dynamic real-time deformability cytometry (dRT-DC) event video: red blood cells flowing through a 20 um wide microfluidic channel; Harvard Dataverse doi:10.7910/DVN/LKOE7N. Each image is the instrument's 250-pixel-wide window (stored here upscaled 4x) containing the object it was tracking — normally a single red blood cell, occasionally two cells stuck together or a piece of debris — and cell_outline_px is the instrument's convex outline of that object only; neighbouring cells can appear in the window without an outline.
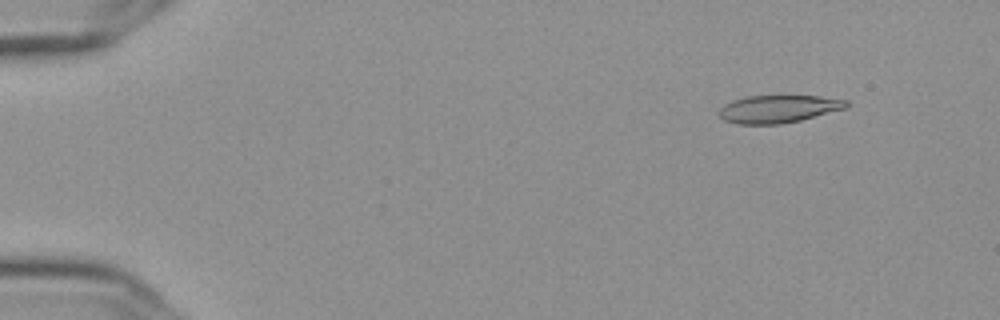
{"species": "Egyptian fruit bat (a non-hibernating species)", "species_latin": "Rousettus aegyptiacus", "temperature_condition": "cold", "stored_images_in_passage": 56, "camera_frame_rate_fps": 3000, "um_per_image_px": 0.085, "frame": {"image": 1, "passage_image": 6, "time_ms": 1.667, "image_size_px": [1000, 320], "cell_outline_px": [[848, 108], [800, 120], [780, 124], [736, 124], [724, 120], [720, 116], [720, 108], [724, 104], [732, 100], [748, 96], [820, 96], [848, 100]], "centroid_in_image_um": [66.18, 9.26], "position_along_channel_um": 18.8, "area_um2": 20.52}}
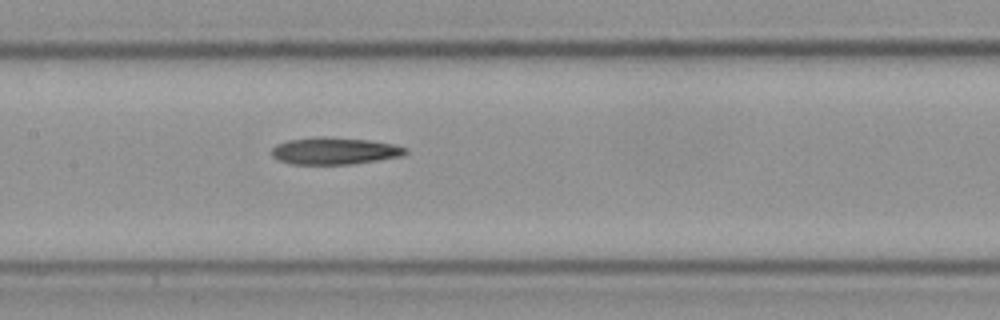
{"frame": {"image": 2, "passage_image": 28, "time_ms": 9.0, "image_size_px": [1000, 320], "cell_outline_px": [[408, 152], [400, 156], [376, 160], [348, 164], [292, 164], [280, 160], [272, 156], [272, 148], [276, 144], [288, 140], [316, 136], [332, 136], [368, 140], [392, 144], [408, 148]], "centroid_in_image_um": [28.41, 12.81], "position_along_channel_um": 179.0, "area_um2": 21.04}}
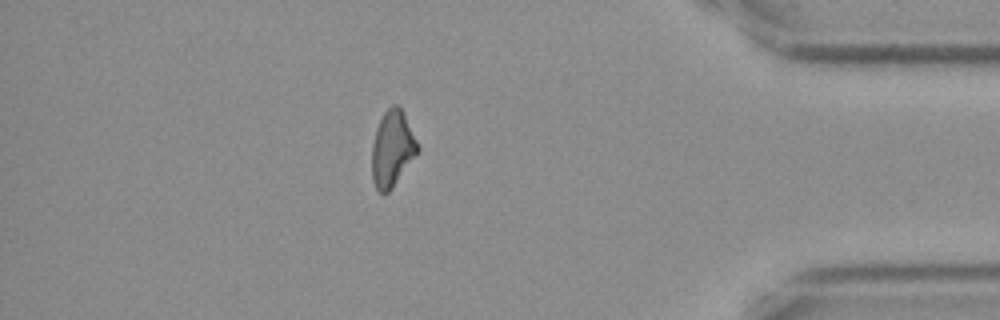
{"frame": {"image": 3, "passage_image": 49, "time_ms": 16.0, "image_size_px": [1000, 320], "cell_outline_px": [[420, 148], [392, 188], [388, 192], [380, 192], [376, 188], [372, 180], [372, 144], [376, 128], [384, 112], [392, 104], [396, 104], [404, 112]], "centroid_in_image_um": [33.33, 12.62], "position_along_channel_um": 401.9, "area_um2": 20.0}}